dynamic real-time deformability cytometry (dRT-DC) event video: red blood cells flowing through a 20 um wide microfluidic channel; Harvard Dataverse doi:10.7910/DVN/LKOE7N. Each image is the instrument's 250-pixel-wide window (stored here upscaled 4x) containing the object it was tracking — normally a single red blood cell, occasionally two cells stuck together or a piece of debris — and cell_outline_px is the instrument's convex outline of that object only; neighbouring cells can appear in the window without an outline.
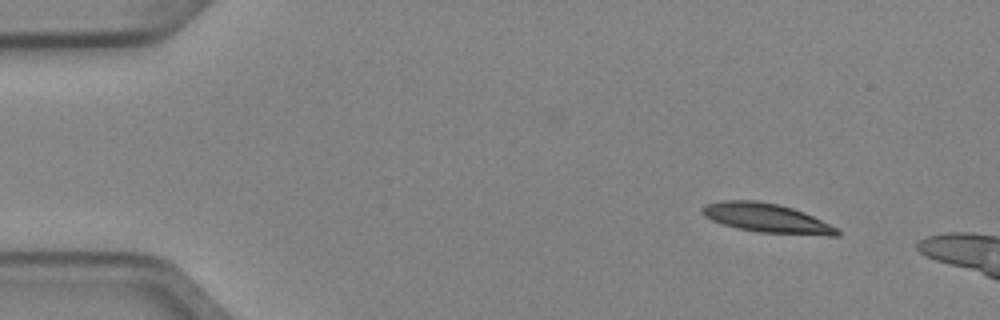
{"species": "Egyptian fruit bat (a non-hibernating species)", "species_latin": "Rousettus aegyptiacus", "temperature_condition": "cold", "stored_images_in_passage": 3, "camera_frame_rate_fps": 3000, "um_per_image_px": 0.085, "animal": {"sex": "female"}, "frame": {"image": 1, "passage_image": 1, "time_ms": 0.0, "image_size_px": [1000, 320], "cell_outline_px": [[840, 236], [828, 236], [756, 232], [736, 228], [712, 220], [704, 216], [700, 212], [700, 208], [704, 204], [720, 200], [756, 200], [776, 204], [792, 208], [804, 212], [840, 228]], "centroid_in_image_um": [65.18, 18.54], "position_along_channel_um": 19.8, "area_um2": 23.29}}